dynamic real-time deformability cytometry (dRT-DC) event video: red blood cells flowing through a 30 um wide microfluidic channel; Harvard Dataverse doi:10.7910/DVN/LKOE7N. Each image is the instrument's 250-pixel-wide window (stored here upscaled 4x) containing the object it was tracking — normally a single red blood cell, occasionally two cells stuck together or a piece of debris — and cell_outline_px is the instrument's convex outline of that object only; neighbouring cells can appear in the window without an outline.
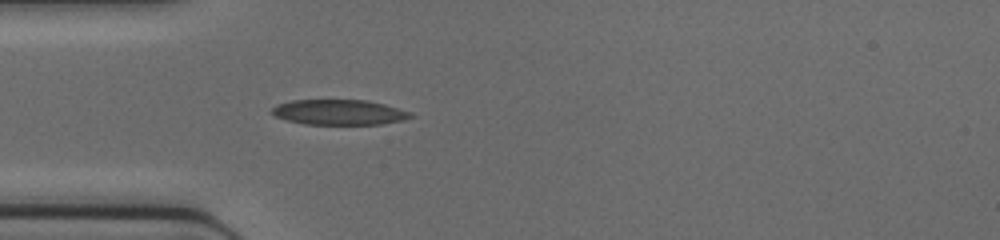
{"species": "common noctule bat (a hibernating species)", "species_latin": "Nyctalus noctula", "temperature_condition": "cold", "stored_images_in_passage": 33, "camera_frame_rate_fps": 3000, "um_per_image_px": 0.085, "animal": {"sex": "female", "body_mass_g": 17.0, "forearm_length_mm": 48.0}, "frame": {"image": 1, "passage_image": 1, "time_ms": 0.0, "image_size_px": [1000, 240], "cell_outline_px": [[416, 116], [404, 120], [380, 124], [304, 124], [288, 120], [276, 116], [272, 112], [272, 108], [276, 104], [292, 100], [368, 100], [384, 104], [412, 112]], "centroid_in_image_um": [28.87, 9.53], "position_along_channel_um": 56.1, "area_um2": 20.4}}
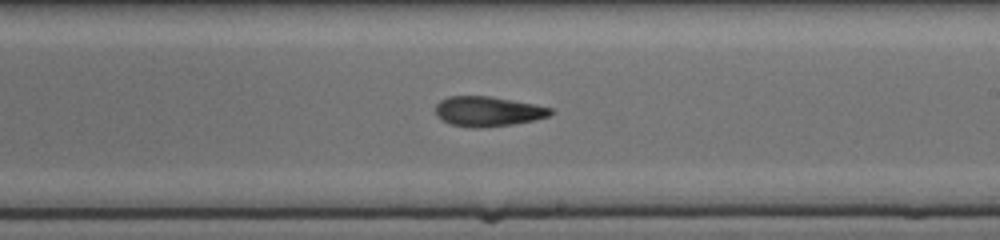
{"frame": {"image": 2, "passage_image": 14, "time_ms": 4.333, "image_size_px": [1000, 240], "cell_outline_px": [[552, 112], [548, 116], [532, 120], [512, 124], [480, 128], [472, 128], [448, 124], [440, 120], [436, 116], [436, 104], [440, 100], [448, 96], [488, 96], [536, 104], [552, 108]], "centroid_in_image_um": [41.41, 9.47], "position_along_channel_um": 247.6, "area_um2": 20.11}}
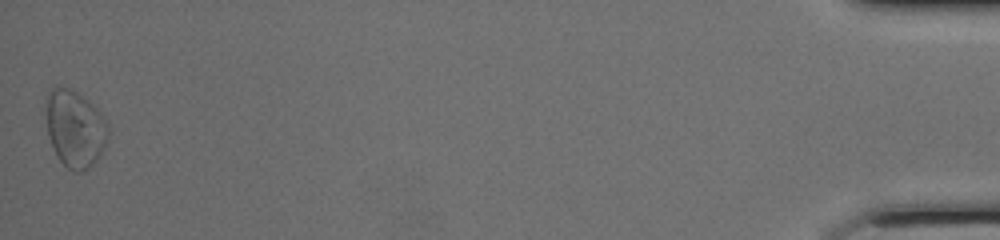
{"frame": {"image": 3, "passage_image": 33, "time_ms": 10.667, "image_size_px": [1000, 240], "cell_outline_px": [[108, 136], [104, 148], [96, 160], [92, 164], [80, 172], [72, 172], [56, 156], [48, 136], [44, 104], [48, 92], [56, 84], [72, 88], [88, 100], [100, 112], [108, 128]], "centroid_in_image_um": [6.32, 10.88], "position_along_channel_um": 428.9, "area_um2": 28.21}}